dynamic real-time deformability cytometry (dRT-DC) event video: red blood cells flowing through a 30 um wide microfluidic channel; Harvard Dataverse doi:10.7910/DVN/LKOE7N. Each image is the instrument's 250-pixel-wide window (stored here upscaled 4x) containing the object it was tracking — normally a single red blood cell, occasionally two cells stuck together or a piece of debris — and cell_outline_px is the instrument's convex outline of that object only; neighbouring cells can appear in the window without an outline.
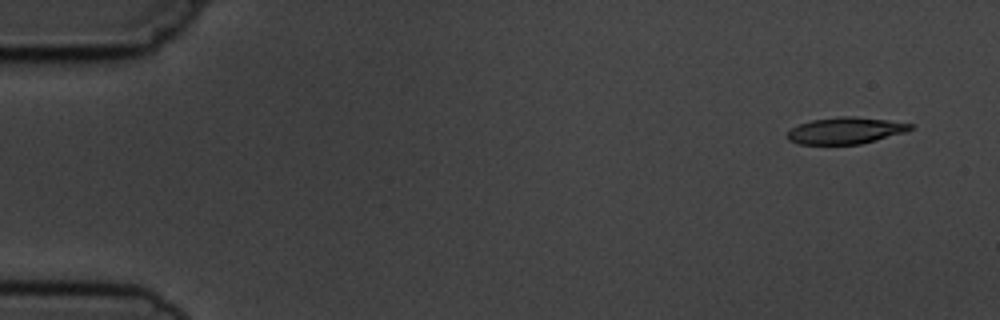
{"species": "common noctule bat (a hibernating species)", "species_latin": "Nyctalus noctula", "temperature_condition": "cold", "stored_images_in_passage": 9, "camera_frame_rate_fps": 3000, "um_per_image_px": 0.085, "animal": {"sex": "male", "body_mass_g": 19.5, "forearm_length_mm": 54.6}, "frame": {"image": 1, "passage_image": 1, "time_ms": 0.0, "image_size_px": [1000, 320], "cell_outline_px": [[912, 128], [904, 132], [876, 140], [860, 144], [800, 144], [788, 140], [784, 136], [792, 128], [800, 124], [812, 120], [840, 116], [852, 116], [888, 120], [912, 124]], "centroid_in_image_um": [71.83, 11.1], "position_along_channel_um": 13.2, "area_um2": 18.9}}
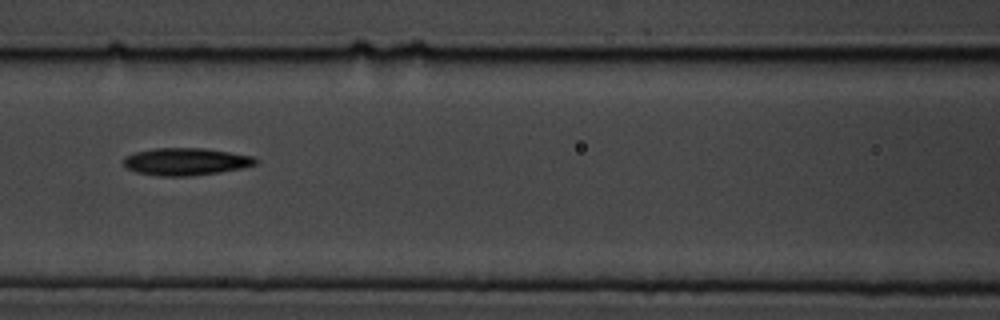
{"frame": {"image": 2, "passage_image": 7, "time_ms": 7.0, "image_size_px": [1000, 320], "cell_outline_px": [[260, 160], [256, 164], [244, 168], [220, 172], [192, 176], [160, 176], [136, 172], [124, 168], [124, 156], [136, 152], [156, 148], [204, 148], [252, 156]], "centroid_in_image_um": [15.8, 13.74], "position_along_channel_um": 150.8, "area_um2": 21.15}}
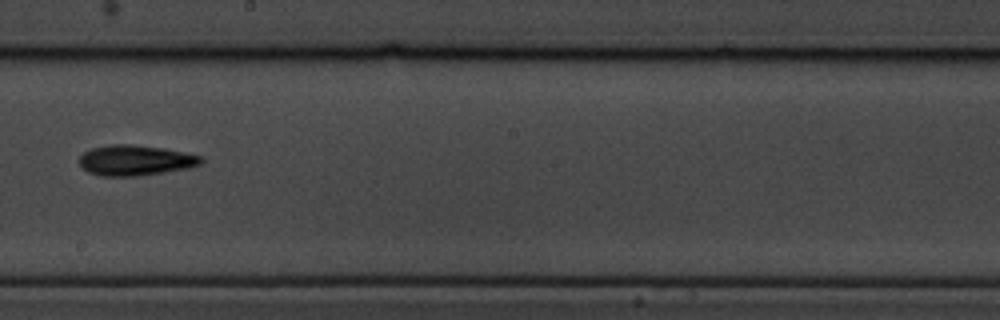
{"frame": {"image": 3, "passage_image": 9, "time_ms": 9.333, "image_size_px": [1000, 320], "cell_outline_px": [[204, 160], [200, 164], [188, 168], [164, 172], [136, 176], [100, 176], [88, 172], [80, 164], [80, 156], [84, 152], [92, 148], [112, 144], [132, 144], [164, 148], [204, 156]], "centroid_in_image_um": [11.53, 13.62], "position_along_channel_um": 236.7, "area_um2": 21.62}}